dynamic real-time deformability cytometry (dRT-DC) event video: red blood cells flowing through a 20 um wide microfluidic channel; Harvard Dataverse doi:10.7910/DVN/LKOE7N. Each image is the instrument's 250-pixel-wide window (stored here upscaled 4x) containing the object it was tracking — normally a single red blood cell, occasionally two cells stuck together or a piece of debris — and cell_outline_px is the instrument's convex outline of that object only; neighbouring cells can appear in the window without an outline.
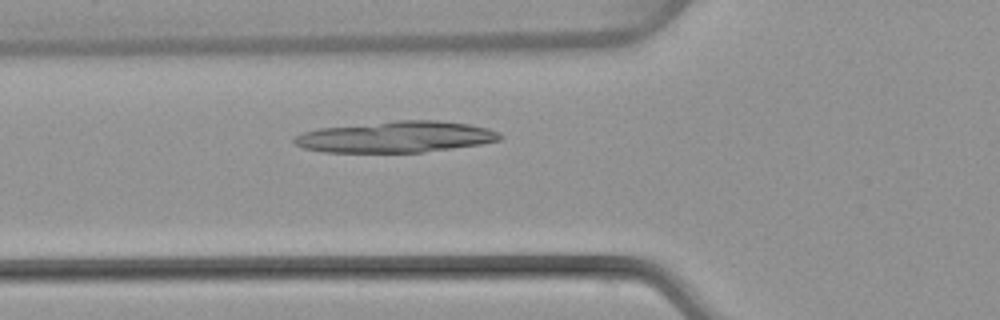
{"species": "common noctule bat (a hibernating species)", "species_latin": "Nyctalus noctula", "temperature_condition": "warm", "stored_images_in_passage": 48, "camera_frame_rate_fps": 3000, "um_per_image_px": 0.085, "animal": {"sex": "female", "body_mass_g": 22.7, "forearm_length_mm": 54.2}, "frame": {"image": 1, "passage_image": 16, "time_ms": 5.0, "image_size_px": [1000, 320], "cell_outline_px": [[504, 136], [500, 140], [480, 144], [424, 152], [324, 152], [304, 148], [296, 144], [292, 140], [296, 136], [304, 132], [320, 128], [396, 120], [436, 120], [468, 124], [488, 128], [500, 132]], "centroid_in_image_um": [33.69, 11.63], "position_along_channel_um": 92.1, "area_um2": 37.34}}
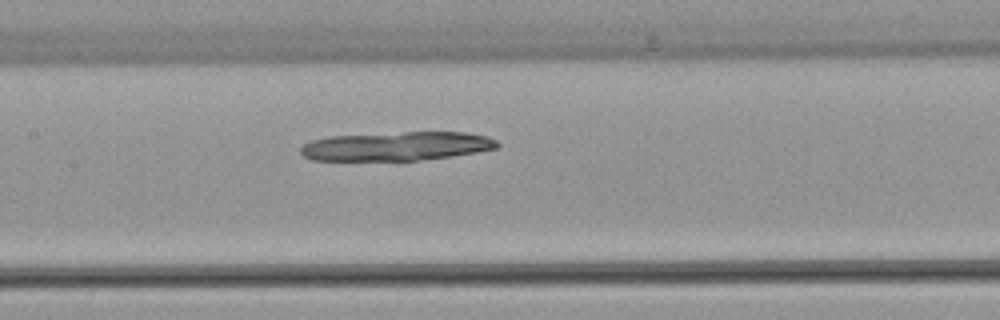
{"frame": {"image": 2, "passage_image": 22, "time_ms": 7.0, "image_size_px": [1000, 320], "cell_outline_px": [[500, 144], [496, 148], [476, 152], [452, 156], [416, 160], [312, 160], [304, 156], [300, 152], [300, 148], [304, 144], [312, 140], [328, 136], [404, 132], [464, 132], [488, 136], [496, 140]], "centroid_in_image_um": [33.71, 12.42], "position_along_channel_um": 173.7, "area_um2": 33.0}}
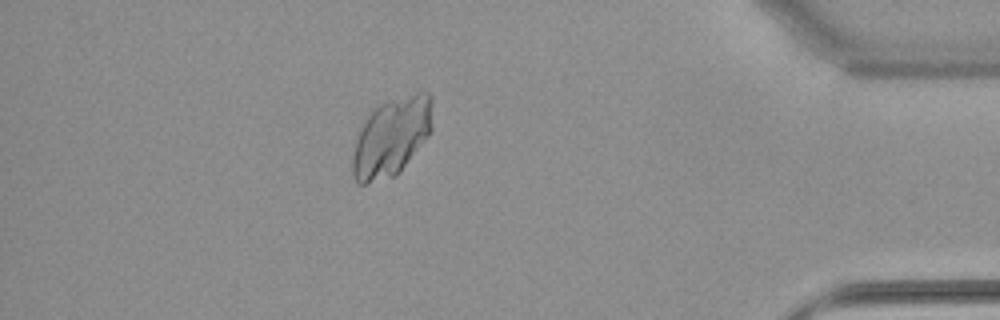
{"frame": {"image": 3, "passage_image": 42, "time_ms": 13.667, "image_size_px": [1000, 320], "cell_outline_px": [[432, 128], [428, 136], [400, 172], [396, 176], [364, 184], [356, 184], [352, 176], [352, 156], [356, 140], [360, 128], [364, 120], [380, 104], [416, 92], [428, 92], [432, 96]], "centroid_in_image_um": [33.27, 11.67], "position_along_channel_um": 401.9, "area_um2": 36.59}}